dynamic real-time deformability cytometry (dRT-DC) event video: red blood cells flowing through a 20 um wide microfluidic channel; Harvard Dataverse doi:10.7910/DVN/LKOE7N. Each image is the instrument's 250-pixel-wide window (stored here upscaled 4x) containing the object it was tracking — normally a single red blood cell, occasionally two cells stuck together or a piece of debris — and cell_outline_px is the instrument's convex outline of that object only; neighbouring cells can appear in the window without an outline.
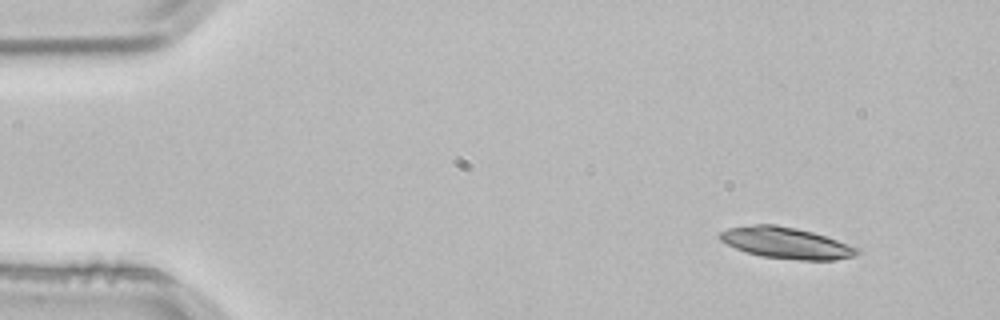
{"species": "common noctule bat (a hibernating species)", "species_latin": "Nyctalus noctula", "temperature_condition": "room temperature", "stored_images_in_passage": 4, "camera_frame_rate_fps": 3000, "um_per_image_px": 0.085, "animal": {"sex": "male", "body_mass_g": 21.5, "forearm_length_mm": 52.0}, "frame": {"image": 1, "passage_image": 1, "time_ms": 0.0, "image_size_px": [1000, 320], "cell_outline_px": [[860, 252], [856, 256], [832, 260], [800, 260], [760, 256], [736, 248], [720, 240], [716, 236], [720, 232], [728, 228], [756, 224], [776, 224], [796, 228], [812, 232], [860, 248]], "centroid_in_image_um": [66.82, 20.65], "position_along_channel_um": 18.2, "area_um2": 24.91}}
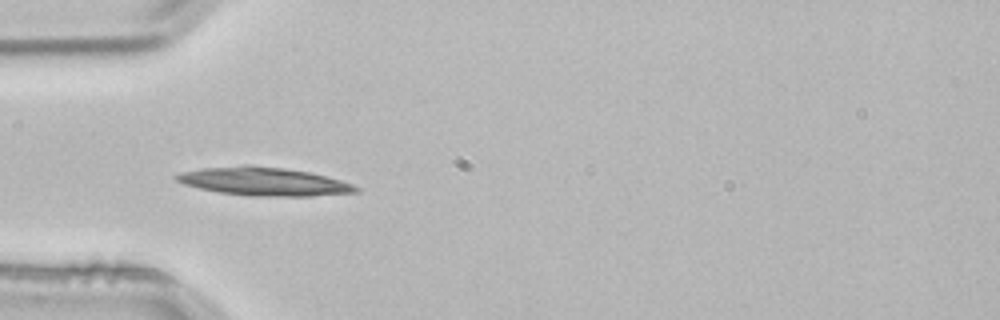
{"frame": {"image": 2, "passage_image": 3, "time_ms": 0.667, "image_size_px": [1000, 320], "cell_outline_px": [[360, 192], [312, 196], [248, 196], [220, 192], [200, 188], [184, 184], [176, 180], [176, 176], [184, 172], [204, 168], [244, 164], [248, 164], [284, 168], [308, 172], [340, 180], [352, 184], [360, 188]], "centroid_in_image_um": [22.47, 15.43], "position_along_channel_um": 62.5, "area_um2": 29.42}}